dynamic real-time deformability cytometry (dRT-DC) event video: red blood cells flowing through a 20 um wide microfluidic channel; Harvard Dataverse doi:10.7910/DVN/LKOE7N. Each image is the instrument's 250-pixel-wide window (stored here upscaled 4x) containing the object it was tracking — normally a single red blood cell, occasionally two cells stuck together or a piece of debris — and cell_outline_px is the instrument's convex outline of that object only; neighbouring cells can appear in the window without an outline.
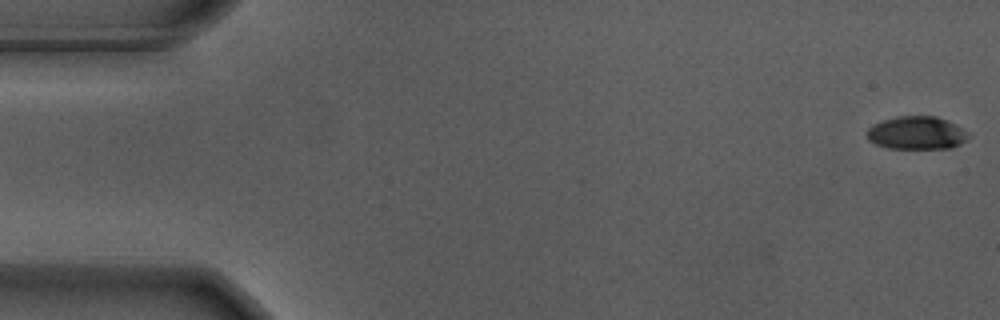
{"species": "Egyptian fruit bat (a non-hibernating species)", "species_latin": "Rousettus aegyptiacus", "temperature_condition": "warm", "stored_images_in_passage": 56, "camera_frame_rate_fps": 3000, "um_per_image_px": 0.085, "animal": {"sex": "male"}, "frame": {"image": 1, "passage_image": 1, "time_ms": 0.0, "image_size_px": [1000, 320], "cell_outline_px": [[972, 136], [960, 144], [952, 148], [888, 148], [876, 144], [868, 140], [864, 132], [872, 124], [896, 116], [936, 116], [948, 120]], "centroid_in_image_um": [77.88, 11.3], "position_along_channel_um": 7.1, "area_um2": 19.65}}
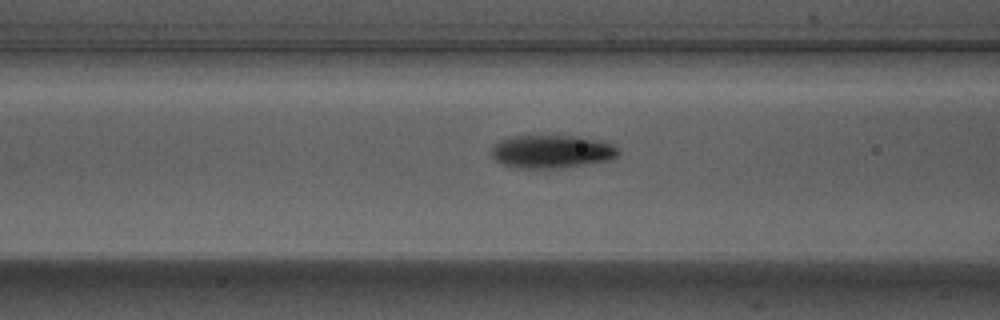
{"frame": {"image": 2, "passage_image": 22, "time_ms": 7.0, "image_size_px": [1000, 320], "cell_outline_px": [[620, 152], [616, 156], [608, 160], [584, 164], [552, 168], [524, 168], [504, 164], [496, 160], [492, 156], [492, 144], [500, 140], [512, 136], [572, 136], [604, 140], [612, 144]], "centroid_in_image_um": [46.89, 12.86], "position_along_channel_um": 119.7, "area_um2": 24.16}}
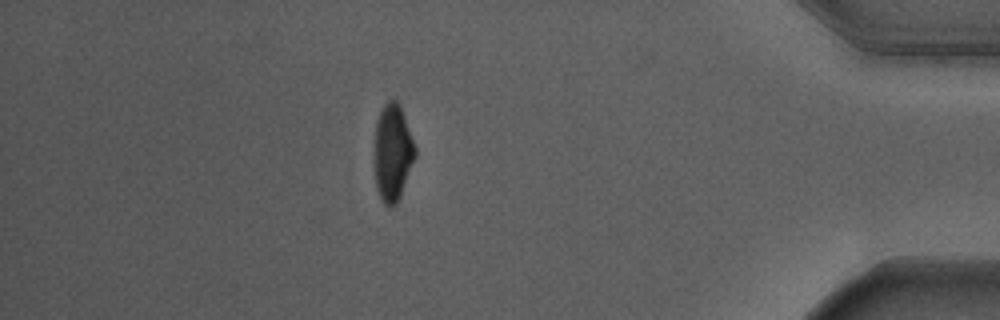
{"frame": {"image": 3, "passage_image": 49, "time_ms": 16.0, "image_size_px": [1000, 320], "cell_outline_px": [[416, 156], [400, 196], [396, 204], [392, 208], [388, 208], [380, 200], [376, 188], [372, 164], [372, 156], [376, 120], [384, 104], [388, 100], [396, 100], [400, 104], [416, 148]], "centroid_in_image_um": [33.32, 13.01], "position_along_channel_um": 401.9, "area_um2": 23.87}, "authors_computed_cell_mechanics": {"area_um2": 22.9177, "velocity_mm_per_s": 3.6627, "shape_relaxation_time_tau1_ms": 2.0421, "shape_relaxation_time_tau2_ms": 1.4832, "deformation_change_tau1": 0.1955, "deformation_change_tau2": 0.0727}}